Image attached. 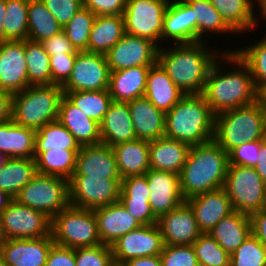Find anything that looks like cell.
I'll list each match as a JSON object with an SVG mask.
<instances>
[{"instance_id": "6da1fadb", "label": "cell", "mask_w": 266, "mask_h": 266, "mask_svg": "<svg viewBox=\"0 0 266 266\" xmlns=\"http://www.w3.org/2000/svg\"><path fill=\"white\" fill-rule=\"evenodd\" d=\"M202 95L215 115L258 100L249 68L235 52L226 51L211 67Z\"/></svg>"}, {"instance_id": "7a4b0ae2", "label": "cell", "mask_w": 266, "mask_h": 266, "mask_svg": "<svg viewBox=\"0 0 266 266\" xmlns=\"http://www.w3.org/2000/svg\"><path fill=\"white\" fill-rule=\"evenodd\" d=\"M166 46L159 47L157 62L185 95L202 94L211 67L225 49L210 48L206 41Z\"/></svg>"}, {"instance_id": "3957f363", "label": "cell", "mask_w": 266, "mask_h": 266, "mask_svg": "<svg viewBox=\"0 0 266 266\" xmlns=\"http://www.w3.org/2000/svg\"><path fill=\"white\" fill-rule=\"evenodd\" d=\"M229 159L214 140L191 146L186 163L179 174L183 198L222 188L227 175Z\"/></svg>"}, {"instance_id": "277c9868", "label": "cell", "mask_w": 266, "mask_h": 266, "mask_svg": "<svg viewBox=\"0 0 266 266\" xmlns=\"http://www.w3.org/2000/svg\"><path fill=\"white\" fill-rule=\"evenodd\" d=\"M215 114L202 94L184 95L166 113L165 137L190 146L208 143L214 136Z\"/></svg>"}, {"instance_id": "5b68a950", "label": "cell", "mask_w": 266, "mask_h": 266, "mask_svg": "<svg viewBox=\"0 0 266 266\" xmlns=\"http://www.w3.org/2000/svg\"><path fill=\"white\" fill-rule=\"evenodd\" d=\"M266 136V109L256 102L215 115L213 140L227 153Z\"/></svg>"}, {"instance_id": "8992f818", "label": "cell", "mask_w": 266, "mask_h": 266, "mask_svg": "<svg viewBox=\"0 0 266 266\" xmlns=\"http://www.w3.org/2000/svg\"><path fill=\"white\" fill-rule=\"evenodd\" d=\"M63 96L64 91L60 85H30L13 94L12 120L37 131L58 119Z\"/></svg>"}, {"instance_id": "52a82bcc", "label": "cell", "mask_w": 266, "mask_h": 266, "mask_svg": "<svg viewBox=\"0 0 266 266\" xmlns=\"http://www.w3.org/2000/svg\"><path fill=\"white\" fill-rule=\"evenodd\" d=\"M51 234L55 244L72 249L102 244L93 210L72 205L52 218Z\"/></svg>"}, {"instance_id": "ba28073f", "label": "cell", "mask_w": 266, "mask_h": 266, "mask_svg": "<svg viewBox=\"0 0 266 266\" xmlns=\"http://www.w3.org/2000/svg\"><path fill=\"white\" fill-rule=\"evenodd\" d=\"M223 188L234 211L251 216L266 207V183L254 167L228 164Z\"/></svg>"}, {"instance_id": "9c48e42d", "label": "cell", "mask_w": 266, "mask_h": 266, "mask_svg": "<svg viewBox=\"0 0 266 266\" xmlns=\"http://www.w3.org/2000/svg\"><path fill=\"white\" fill-rule=\"evenodd\" d=\"M14 199L52 219L70 205L69 180L37 173Z\"/></svg>"}, {"instance_id": "30bf717a", "label": "cell", "mask_w": 266, "mask_h": 266, "mask_svg": "<svg viewBox=\"0 0 266 266\" xmlns=\"http://www.w3.org/2000/svg\"><path fill=\"white\" fill-rule=\"evenodd\" d=\"M170 0H127L124 9L125 33L143 37L162 47L164 16Z\"/></svg>"}, {"instance_id": "8fae6325", "label": "cell", "mask_w": 266, "mask_h": 266, "mask_svg": "<svg viewBox=\"0 0 266 266\" xmlns=\"http://www.w3.org/2000/svg\"><path fill=\"white\" fill-rule=\"evenodd\" d=\"M3 239L43 238L51 235L52 219L13 199L0 214Z\"/></svg>"}, {"instance_id": "7c38bea8", "label": "cell", "mask_w": 266, "mask_h": 266, "mask_svg": "<svg viewBox=\"0 0 266 266\" xmlns=\"http://www.w3.org/2000/svg\"><path fill=\"white\" fill-rule=\"evenodd\" d=\"M110 67L104 54L78 51L64 92L109 90Z\"/></svg>"}, {"instance_id": "4fadbf2b", "label": "cell", "mask_w": 266, "mask_h": 266, "mask_svg": "<svg viewBox=\"0 0 266 266\" xmlns=\"http://www.w3.org/2000/svg\"><path fill=\"white\" fill-rule=\"evenodd\" d=\"M121 180L71 177L69 179L70 205L93 210L118 202Z\"/></svg>"}, {"instance_id": "5bb4252c", "label": "cell", "mask_w": 266, "mask_h": 266, "mask_svg": "<svg viewBox=\"0 0 266 266\" xmlns=\"http://www.w3.org/2000/svg\"><path fill=\"white\" fill-rule=\"evenodd\" d=\"M164 243L159 226L142 225L140 228L128 232L120 237L112 245V254L115 265L134 258L160 255Z\"/></svg>"}, {"instance_id": "9a60e30c", "label": "cell", "mask_w": 266, "mask_h": 266, "mask_svg": "<svg viewBox=\"0 0 266 266\" xmlns=\"http://www.w3.org/2000/svg\"><path fill=\"white\" fill-rule=\"evenodd\" d=\"M159 46L143 37L125 34L106 54L110 71L157 63Z\"/></svg>"}, {"instance_id": "2e32d148", "label": "cell", "mask_w": 266, "mask_h": 266, "mask_svg": "<svg viewBox=\"0 0 266 266\" xmlns=\"http://www.w3.org/2000/svg\"><path fill=\"white\" fill-rule=\"evenodd\" d=\"M25 40L0 42V90L15 94L29 85Z\"/></svg>"}, {"instance_id": "e0dca14e", "label": "cell", "mask_w": 266, "mask_h": 266, "mask_svg": "<svg viewBox=\"0 0 266 266\" xmlns=\"http://www.w3.org/2000/svg\"><path fill=\"white\" fill-rule=\"evenodd\" d=\"M52 234L43 238H11L0 243V256L8 266H45Z\"/></svg>"}, {"instance_id": "ac0fdd59", "label": "cell", "mask_w": 266, "mask_h": 266, "mask_svg": "<svg viewBox=\"0 0 266 266\" xmlns=\"http://www.w3.org/2000/svg\"><path fill=\"white\" fill-rule=\"evenodd\" d=\"M164 245H192L203 233L195 220L191 207L182 203L158 218Z\"/></svg>"}, {"instance_id": "d6986e66", "label": "cell", "mask_w": 266, "mask_h": 266, "mask_svg": "<svg viewBox=\"0 0 266 266\" xmlns=\"http://www.w3.org/2000/svg\"><path fill=\"white\" fill-rule=\"evenodd\" d=\"M71 177L122 179L112 147L102 143L80 147Z\"/></svg>"}, {"instance_id": "ffe728a7", "label": "cell", "mask_w": 266, "mask_h": 266, "mask_svg": "<svg viewBox=\"0 0 266 266\" xmlns=\"http://www.w3.org/2000/svg\"><path fill=\"white\" fill-rule=\"evenodd\" d=\"M145 175L150 190L149 203L157 218L185 202L178 174L150 169Z\"/></svg>"}, {"instance_id": "44dd1931", "label": "cell", "mask_w": 266, "mask_h": 266, "mask_svg": "<svg viewBox=\"0 0 266 266\" xmlns=\"http://www.w3.org/2000/svg\"><path fill=\"white\" fill-rule=\"evenodd\" d=\"M185 202L191 207L197 225L203 233H208L224 217L234 212L223 187L192 196Z\"/></svg>"}, {"instance_id": "7402d4cb", "label": "cell", "mask_w": 266, "mask_h": 266, "mask_svg": "<svg viewBox=\"0 0 266 266\" xmlns=\"http://www.w3.org/2000/svg\"><path fill=\"white\" fill-rule=\"evenodd\" d=\"M102 244L111 246L116 240L142 225L118 201L93 209Z\"/></svg>"}, {"instance_id": "603a6c76", "label": "cell", "mask_w": 266, "mask_h": 266, "mask_svg": "<svg viewBox=\"0 0 266 266\" xmlns=\"http://www.w3.org/2000/svg\"><path fill=\"white\" fill-rule=\"evenodd\" d=\"M137 139L153 141L165 136L166 113L159 110L145 96L128 102Z\"/></svg>"}, {"instance_id": "cb8c5ba5", "label": "cell", "mask_w": 266, "mask_h": 266, "mask_svg": "<svg viewBox=\"0 0 266 266\" xmlns=\"http://www.w3.org/2000/svg\"><path fill=\"white\" fill-rule=\"evenodd\" d=\"M100 136L110 147L137 139L127 102L112 101L100 123Z\"/></svg>"}, {"instance_id": "d4e9b609", "label": "cell", "mask_w": 266, "mask_h": 266, "mask_svg": "<svg viewBox=\"0 0 266 266\" xmlns=\"http://www.w3.org/2000/svg\"><path fill=\"white\" fill-rule=\"evenodd\" d=\"M193 13L184 0H170L164 16L162 46L171 42V44L193 42Z\"/></svg>"}, {"instance_id": "484cf974", "label": "cell", "mask_w": 266, "mask_h": 266, "mask_svg": "<svg viewBox=\"0 0 266 266\" xmlns=\"http://www.w3.org/2000/svg\"><path fill=\"white\" fill-rule=\"evenodd\" d=\"M80 146L101 143L100 124L88 118L65 95L61 99L58 119Z\"/></svg>"}, {"instance_id": "4316f807", "label": "cell", "mask_w": 266, "mask_h": 266, "mask_svg": "<svg viewBox=\"0 0 266 266\" xmlns=\"http://www.w3.org/2000/svg\"><path fill=\"white\" fill-rule=\"evenodd\" d=\"M191 146L187 143L170 139L158 138L149 143L150 169L180 174L186 163Z\"/></svg>"}, {"instance_id": "83f0119b", "label": "cell", "mask_w": 266, "mask_h": 266, "mask_svg": "<svg viewBox=\"0 0 266 266\" xmlns=\"http://www.w3.org/2000/svg\"><path fill=\"white\" fill-rule=\"evenodd\" d=\"M151 66H136L111 71L109 93L112 101L130 102L143 97L146 92L147 75Z\"/></svg>"}, {"instance_id": "f1b7e54d", "label": "cell", "mask_w": 266, "mask_h": 266, "mask_svg": "<svg viewBox=\"0 0 266 266\" xmlns=\"http://www.w3.org/2000/svg\"><path fill=\"white\" fill-rule=\"evenodd\" d=\"M184 95L158 62L149 68L144 96L159 110L167 113Z\"/></svg>"}, {"instance_id": "f546056e", "label": "cell", "mask_w": 266, "mask_h": 266, "mask_svg": "<svg viewBox=\"0 0 266 266\" xmlns=\"http://www.w3.org/2000/svg\"><path fill=\"white\" fill-rule=\"evenodd\" d=\"M226 24L236 33H248L257 28V0H209Z\"/></svg>"}, {"instance_id": "4dcf8cb0", "label": "cell", "mask_w": 266, "mask_h": 266, "mask_svg": "<svg viewBox=\"0 0 266 266\" xmlns=\"http://www.w3.org/2000/svg\"><path fill=\"white\" fill-rule=\"evenodd\" d=\"M150 141L135 139L112 147L121 178L144 175L150 170Z\"/></svg>"}, {"instance_id": "1f68e13d", "label": "cell", "mask_w": 266, "mask_h": 266, "mask_svg": "<svg viewBox=\"0 0 266 266\" xmlns=\"http://www.w3.org/2000/svg\"><path fill=\"white\" fill-rule=\"evenodd\" d=\"M193 10V42L206 41L213 34H233L235 32L222 19L220 13L209 0H184ZM210 32V34H209ZM209 34V35H208Z\"/></svg>"}, {"instance_id": "d6a6232c", "label": "cell", "mask_w": 266, "mask_h": 266, "mask_svg": "<svg viewBox=\"0 0 266 266\" xmlns=\"http://www.w3.org/2000/svg\"><path fill=\"white\" fill-rule=\"evenodd\" d=\"M208 233L227 253L232 254L252 233L251 218L249 215L234 211Z\"/></svg>"}, {"instance_id": "836d02e7", "label": "cell", "mask_w": 266, "mask_h": 266, "mask_svg": "<svg viewBox=\"0 0 266 266\" xmlns=\"http://www.w3.org/2000/svg\"><path fill=\"white\" fill-rule=\"evenodd\" d=\"M125 34L123 14L96 16L87 51L105 55Z\"/></svg>"}, {"instance_id": "e575fe53", "label": "cell", "mask_w": 266, "mask_h": 266, "mask_svg": "<svg viewBox=\"0 0 266 266\" xmlns=\"http://www.w3.org/2000/svg\"><path fill=\"white\" fill-rule=\"evenodd\" d=\"M36 130L18 125L12 119L0 123V151L9 158H33Z\"/></svg>"}, {"instance_id": "d590c367", "label": "cell", "mask_w": 266, "mask_h": 266, "mask_svg": "<svg viewBox=\"0 0 266 266\" xmlns=\"http://www.w3.org/2000/svg\"><path fill=\"white\" fill-rule=\"evenodd\" d=\"M36 174L33 158H9L0 168V189L15 198Z\"/></svg>"}, {"instance_id": "8d00e7d4", "label": "cell", "mask_w": 266, "mask_h": 266, "mask_svg": "<svg viewBox=\"0 0 266 266\" xmlns=\"http://www.w3.org/2000/svg\"><path fill=\"white\" fill-rule=\"evenodd\" d=\"M80 147L70 131L56 120L36 131L33 159L51 149L80 150Z\"/></svg>"}, {"instance_id": "74e56055", "label": "cell", "mask_w": 266, "mask_h": 266, "mask_svg": "<svg viewBox=\"0 0 266 266\" xmlns=\"http://www.w3.org/2000/svg\"><path fill=\"white\" fill-rule=\"evenodd\" d=\"M78 153L79 150L64 149L42 152L34 159L37 173L69 180L75 172Z\"/></svg>"}, {"instance_id": "f35d334b", "label": "cell", "mask_w": 266, "mask_h": 266, "mask_svg": "<svg viewBox=\"0 0 266 266\" xmlns=\"http://www.w3.org/2000/svg\"><path fill=\"white\" fill-rule=\"evenodd\" d=\"M63 28L41 0L28 3V40L42 42L59 34Z\"/></svg>"}, {"instance_id": "ab89813d", "label": "cell", "mask_w": 266, "mask_h": 266, "mask_svg": "<svg viewBox=\"0 0 266 266\" xmlns=\"http://www.w3.org/2000/svg\"><path fill=\"white\" fill-rule=\"evenodd\" d=\"M29 85H51L50 56L41 42L25 40Z\"/></svg>"}, {"instance_id": "60d3db41", "label": "cell", "mask_w": 266, "mask_h": 266, "mask_svg": "<svg viewBox=\"0 0 266 266\" xmlns=\"http://www.w3.org/2000/svg\"><path fill=\"white\" fill-rule=\"evenodd\" d=\"M64 95L88 118L101 123L112 103L109 90L102 91H72Z\"/></svg>"}, {"instance_id": "b9f144b4", "label": "cell", "mask_w": 266, "mask_h": 266, "mask_svg": "<svg viewBox=\"0 0 266 266\" xmlns=\"http://www.w3.org/2000/svg\"><path fill=\"white\" fill-rule=\"evenodd\" d=\"M260 40L251 43L250 46L238 48H226V52H235L239 58L247 65L253 77L255 87L259 91L266 85V35ZM232 49V50H231Z\"/></svg>"}, {"instance_id": "7bdbcfd3", "label": "cell", "mask_w": 266, "mask_h": 266, "mask_svg": "<svg viewBox=\"0 0 266 266\" xmlns=\"http://www.w3.org/2000/svg\"><path fill=\"white\" fill-rule=\"evenodd\" d=\"M29 0H6L4 41L28 39Z\"/></svg>"}, {"instance_id": "ee69618b", "label": "cell", "mask_w": 266, "mask_h": 266, "mask_svg": "<svg viewBox=\"0 0 266 266\" xmlns=\"http://www.w3.org/2000/svg\"><path fill=\"white\" fill-rule=\"evenodd\" d=\"M96 15L83 7L63 27V32L77 51H87L89 37Z\"/></svg>"}, {"instance_id": "f6af8a7d", "label": "cell", "mask_w": 266, "mask_h": 266, "mask_svg": "<svg viewBox=\"0 0 266 266\" xmlns=\"http://www.w3.org/2000/svg\"><path fill=\"white\" fill-rule=\"evenodd\" d=\"M192 246L199 266H230V254L209 233H202Z\"/></svg>"}, {"instance_id": "bcb514c9", "label": "cell", "mask_w": 266, "mask_h": 266, "mask_svg": "<svg viewBox=\"0 0 266 266\" xmlns=\"http://www.w3.org/2000/svg\"><path fill=\"white\" fill-rule=\"evenodd\" d=\"M230 266H266V247L251 233L230 254Z\"/></svg>"}, {"instance_id": "7dc6e473", "label": "cell", "mask_w": 266, "mask_h": 266, "mask_svg": "<svg viewBox=\"0 0 266 266\" xmlns=\"http://www.w3.org/2000/svg\"><path fill=\"white\" fill-rule=\"evenodd\" d=\"M75 266H115L111 246L101 244L75 248Z\"/></svg>"}, {"instance_id": "c3c4849f", "label": "cell", "mask_w": 266, "mask_h": 266, "mask_svg": "<svg viewBox=\"0 0 266 266\" xmlns=\"http://www.w3.org/2000/svg\"><path fill=\"white\" fill-rule=\"evenodd\" d=\"M159 256L162 266H199L192 245H164Z\"/></svg>"}, {"instance_id": "681fc988", "label": "cell", "mask_w": 266, "mask_h": 266, "mask_svg": "<svg viewBox=\"0 0 266 266\" xmlns=\"http://www.w3.org/2000/svg\"><path fill=\"white\" fill-rule=\"evenodd\" d=\"M63 28L83 8L82 0H41Z\"/></svg>"}, {"instance_id": "f907efd6", "label": "cell", "mask_w": 266, "mask_h": 266, "mask_svg": "<svg viewBox=\"0 0 266 266\" xmlns=\"http://www.w3.org/2000/svg\"><path fill=\"white\" fill-rule=\"evenodd\" d=\"M261 149V140L244 142L228 153L229 164L255 167Z\"/></svg>"}, {"instance_id": "816d5d0a", "label": "cell", "mask_w": 266, "mask_h": 266, "mask_svg": "<svg viewBox=\"0 0 266 266\" xmlns=\"http://www.w3.org/2000/svg\"><path fill=\"white\" fill-rule=\"evenodd\" d=\"M150 190L146 175L128 176L121 180L119 199H139L149 201Z\"/></svg>"}, {"instance_id": "f5cc1de1", "label": "cell", "mask_w": 266, "mask_h": 266, "mask_svg": "<svg viewBox=\"0 0 266 266\" xmlns=\"http://www.w3.org/2000/svg\"><path fill=\"white\" fill-rule=\"evenodd\" d=\"M77 54L50 56L51 84L62 86L69 78Z\"/></svg>"}, {"instance_id": "db71d44e", "label": "cell", "mask_w": 266, "mask_h": 266, "mask_svg": "<svg viewBox=\"0 0 266 266\" xmlns=\"http://www.w3.org/2000/svg\"><path fill=\"white\" fill-rule=\"evenodd\" d=\"M119 202L141 224H156L158 218L154 215L149 201L139 199H119Z\"/></svg>"}, {"instance_id": "11a10c76", "label": "cell", "mask_w": 266, "mask_h": 266, "mask_svg": "<svg viewBox=\"0 0 266 266\" xmlns=\"http://www.w3.org/2000/svg\"><path fill=\"white\" fill-rule=\"evenodd\" d=\"M83 7L99 15H122L127 0H82Z\"/></svg>"}, {"instance_id": "9f6ffc18", "label": "cell", "mask_w": 266, "mask_h": 266, "mask_svg": "<svg viewBox=\"0 0 266 266\" xmlns=\"http://www.w3.org/2000/svg\"><path fill=\"white\" fill-rule=\"evenodd\" d=\"M49 56L63 54H77L66 34L61 31L59 34L45 39L41 42Z\"/></svg>"}, {"instance_id": "6f0895ef", "label": "cell", "mask_w": 266, "mask_h": 266, "mask_svg": "<svg viewBox=\"0 0 266 266\" xmlns=\"http://www.w3.org/2000/svg\"><path fill=\"white\" fill-rule=\"evenodd\" d=\"M75 249L53 244L45 266H75Z\"/></svg>"}, {"instance_id": "680465c9", "label": "cell", "mask_w": 266, "mask_h": 266, "mask_svg": "<svg viewBox=\"0 0 266 266\" xmlns=\"http://www.w3.org/2000/svg\"><path fill=\"white\" fill-rule=\"evenodd\" d=\"M252 234L266 247V207L251 216Z\"/></svg>"}, {"instance_id": "91938a15", "label": "cell", "mask_w": 266, "mask_h": 266, "mask_svg": "<svg viewBox=\"0 0 266 266\" xmlns=\"http://www.w3.org/2000/svg\"><path fill=\"white\" fill-rule=\"evenodd\" d=\"M12 98V93L0 90V123L12 119Z\"/></svg>"}, {"instance_id": "94428289", "label": "cell", "mask_w": 266, "mask_h": 266, "mask_svg": "<svg viewBox=\"0 0 266 266\" xmlns=\"http://www.w3.org/2000/svg\"><path fill=\"white\" fill-rule=\"evenodd\" d=\"M121 266H162L159 255L134 258L123 263Z\"/></svg>"}, {"instance_id": "6125c7cd", "label": "cell", "mask_w": 266, "mask_h": 266, "mask_svg": "<svg viewBox=\"0 0 266 266\" xmlns=\"http://www.w3.org/2000/svg\"><path fill=\"white\" fill-rule=\"evenodd\" d=\"M254 168L266 183V136L261 140V149Z\"/></svg>"}, {"instance_id": "be15d7a7", "label": "cell", "mask_w": 266, "mask_h": 266, "mask_svg": "<svg viewBox=\"0 0 266 266\" xmlns=\"http://www.w3.org/2000/svg\"><path fill=\"white\" fill-rule=\"evenodd\" d=\"M5 15H6V0H0V42L4 41Z\"/></svg>"}, {"instance_id": "e7e4bbea", "label": "cell", "mask_w": 266, "mask_h": 266, "mask_svg": "<svg viewBox=\"0 0 266 266\" xmlns=\"http://www.w3.org/2000/svg\"><path fill=\"white\" fill-rule=\"evenodd\" d=\"M257 7H258V9H256V12H258V13L260 12L259 13L260 16L257 15V17H256V19H257V26L256 27H259L258 25H259L260 20H262V23L266 22L265 21L266 20V0H257Z\"/></svg>"}, {"instance_id": "03108f58", "label": "cell", "mask_w": 266, "mask_h": 266, "mask_svg": "<svg viewBox=\"0 0 266 266\" xmlns=\"http://www.w3.org/2000/svg\"><path fill=\"white\" fill-rule=\"evenodd\" d=\"M8 193L0 189V214L8 207L10 202L13 200Z\"/></svg>"}, {"instance_id": "003e7915", "label": "cell", "mask_w": 266, "mask_h": 266, "mask_svg": "<svg viewBox=\"0 0 266 266\" xmlns=\"http://www.w3.org/2000/svg\"><path fill=\"white\" fill-rule=\"evenodd\" d=\"M258 100L261 102L263 107L266 109V85L263 86L259 91H258Z\"/></svg>"}, {"instance_id": "a7ac6f4b", "label": "cell", "mask_w": 266, "mask_h": 266, "mask_svg": "<svg viewBox=\"0 0 266 266\" xmlns=\"http://www.w3.org/2000/svg\"><path fill=\"white\" fill-rule=\"evenodd\" d=\"M9 159V157L0 151V168L3 167V165L6 163V161Z\"/></svg>"}, {"instance_id": "89a4df30", "label": "cell", "mask_w": 266, "mask_h": 266, "mask_svg": "<svg viewBox=\"0 0 266 266\" xmlns=\"http://www.w3.org/2000/svg\"><path fill=\"white\" fill-rule=\"evenodd\" d=\"M3 240V234H2V223H1V216H0V243Z\"/></svg>"}, {"instance_id": "2644e50d", "label": "cell", "mask_w": 266, "mask_h": 266, "mask_svg": "<svg viewBox=\"0 0 266 266\" xmlns=\"http://www.w3.org/2000/svg\"><path fill=\"white\" fill-rule=\"evenodd\" d=\"M0 266H8L0 256Z\"/></svg>"}]
</instances>
